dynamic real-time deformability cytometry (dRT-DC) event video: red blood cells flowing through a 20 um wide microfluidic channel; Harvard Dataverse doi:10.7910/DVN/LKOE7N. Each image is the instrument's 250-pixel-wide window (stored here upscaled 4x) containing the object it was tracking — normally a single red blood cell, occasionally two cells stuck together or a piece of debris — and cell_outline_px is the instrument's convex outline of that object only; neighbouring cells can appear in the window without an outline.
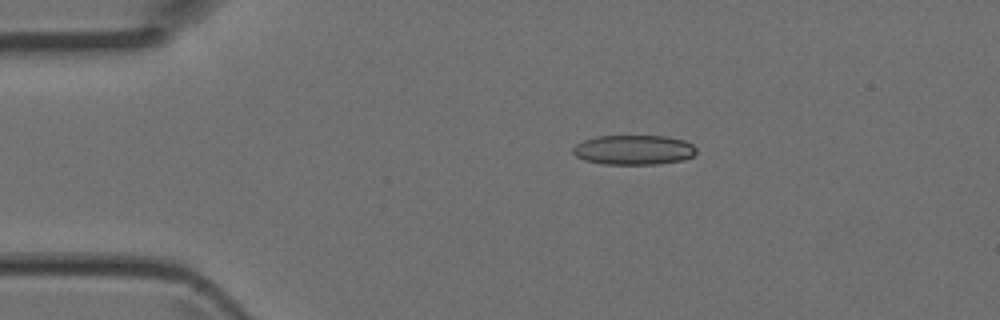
{"species": "Egyptian fruit bat (a non-hibernating species)", "species_latin": "Rousettus aegyptiacus", "temperature_condition": "room temperature", "stored_images_in_passage": 4, "camera_frame_rate_fps": 3000, "um_per_image_px": 0.085, "animal": {"sex": "female"}, "frame": {"image": 1, "passage_image": 3, "time_ms": 0.667, "image_size_px": [1000, 320], "cell_outline_px": [[696, 152], [692, 156], [684, 160], [656, 164], [604, 164], [584, 160], [576, 156], [572, 152], [572, 148], [576, 144], [584, 140], [596, 136], [668, 136], [684, 140], [692, 144], [696, 148]], "centroid_in_image_um": [53.87, 12.74], "position_along_channel_um": 31.1, "area_um2": 21.44}}